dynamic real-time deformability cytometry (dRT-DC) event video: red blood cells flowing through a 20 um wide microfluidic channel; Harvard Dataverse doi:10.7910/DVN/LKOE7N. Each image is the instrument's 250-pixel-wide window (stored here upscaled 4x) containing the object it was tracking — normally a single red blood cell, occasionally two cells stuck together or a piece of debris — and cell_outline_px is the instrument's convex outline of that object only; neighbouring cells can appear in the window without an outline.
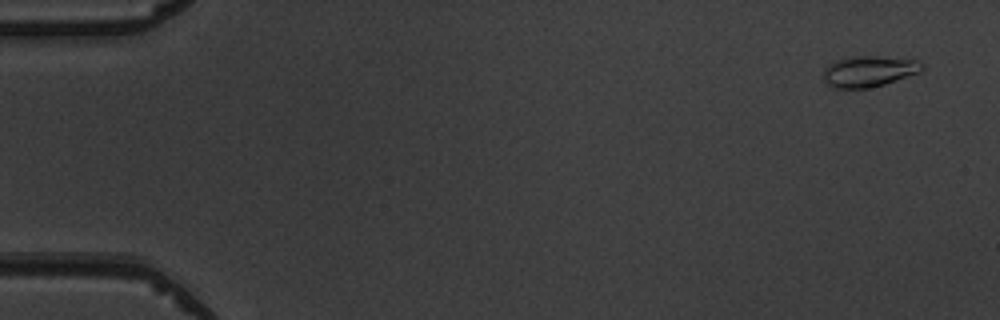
{"species": "common noctule bat (a hibernating species)", "species_latin": "Nyctalus noctula", "temperature_condition": "warm", "stored_images_in_passage": 5, "camera_frame_rate_fps": 3000, "um_per_image_px": 0.085, "animal": {"sex": "male", "body_mass_g": 19.5, "forearm_length_mm": 54.6}, "frame": {"image": 1, "passage_image": 1, "time_ms": 0.0, "image_size_px": [1000, 320], "cell_outline_px": [[924, 68], [920, 72], [884, 84], [868, 88], [832, 88], [824, 80], [824, 68], [828, 64], [836, 60], [852, 56], [872, 56], [916, 60], [924, 64]], "centroid_in_image_um": [73.84, 6.06], "position_along_channel_um": 11.2, "area_um2": 17.69}}
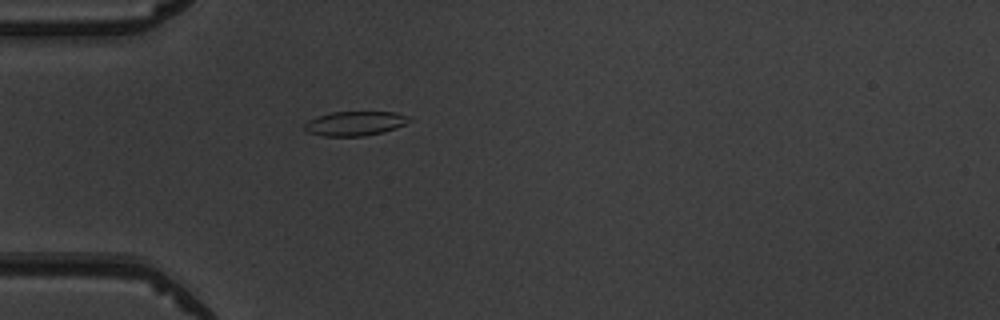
{"frame": {"image": 2, "passage_image": 5, "time_ms": 4.333, "image_size_px": [1000, 320], "cell_outline_px": [[416, 120], [396, 128], [364, 136], [324, 136], [308, 132], [304, 128], [304, 124], [308, 120], [332, 112], [396, 112], [408, 116]], "centroid_in_image_um": [30.23, 10.49], "position_along_channel_um": 54.8, "area_um2": 14.85}}